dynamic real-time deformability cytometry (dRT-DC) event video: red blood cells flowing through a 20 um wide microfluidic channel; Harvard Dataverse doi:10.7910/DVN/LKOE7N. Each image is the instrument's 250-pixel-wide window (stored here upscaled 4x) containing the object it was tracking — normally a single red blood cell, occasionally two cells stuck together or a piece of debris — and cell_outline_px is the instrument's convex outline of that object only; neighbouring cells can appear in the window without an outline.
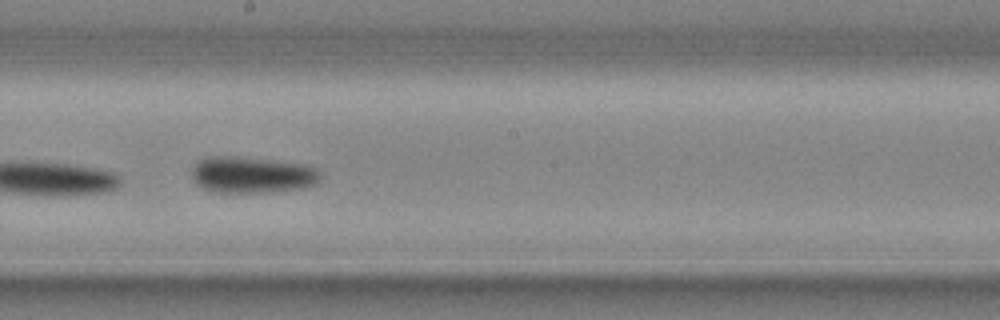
{"species": "common noctule bat (a hibernating species)", "species_latin": "Nyctalus noctula", "temperature_condition": "cold", "stored_images_in_passage": 24, "camera_frame_rate_fps": 3000, "um_per_image_px": 0.085, "animal": {"sex": "male", "body_mass_g": 20.4}, "frame": {"image": 1, "passage_image": 14, "time_ms": 4.333, "image_size_px": [1000, 320], "cell_outline_px": [[320, 180], [316, 184], [300, 188], [268, 192], [216, 192], [204, 188], [196, 184], [192, 180], [192, 164], [196, 160], [204, 156], [236, 156], [272, 160], [304, 164], [316, 168], [320, 172]], "centroid_in_image_um": [21.37, 14.84], "position_along_channel_um": 226.8, "area_um2": 27.57}}